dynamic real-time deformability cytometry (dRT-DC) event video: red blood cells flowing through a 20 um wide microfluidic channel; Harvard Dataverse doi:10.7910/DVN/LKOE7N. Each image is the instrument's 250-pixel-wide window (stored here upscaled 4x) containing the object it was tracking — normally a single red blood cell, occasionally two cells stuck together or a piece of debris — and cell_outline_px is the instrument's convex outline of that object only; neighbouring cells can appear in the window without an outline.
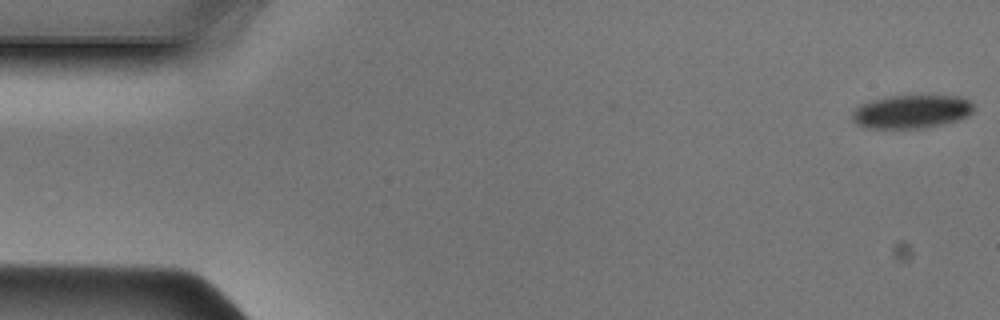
{"species": "Egyptian fruit bat (a non-hibernating species)", "species_latin": "Rousettus aegyptiacus", "temperature_condition": "cold", "stored_images_in_passage": 48, "camera_frame_rate_fps": 3000, "um_per_image_px": 0.085, "animal": {"sex": "male"}, "frame": {"image": 1, "passage_image": 1, "time_ms": 0.0, "image_size_px": [1000, 320], "cell_outline_px": [[976, 108], [968, 116], [960, 120], [944, 124], [924, 128], [868, 128], [856, 124], [852, 120], [852, 112], [860, 104], [872, 100], [892, 96], [960, 96], [968, 100]], "centroid_in_image_um": [77.5, 9.5], "position_along_channel_um": 7.5, "area_um2": 23.76}}
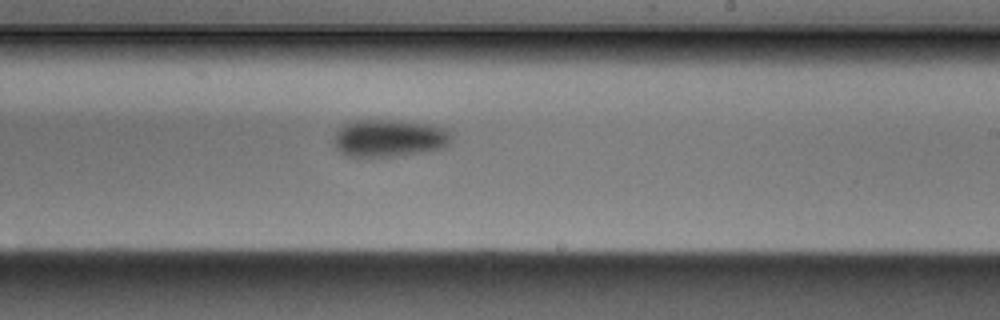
{"frame": {"image": 2, "passage_image": 28, "time_ms": 9.0, "image_size_px": [1000, 320], "cell_outline_px": [[452, 140], [444, 148], [424, 152], [392, 156], [348, 156], [340, 152], [336, 148], [332, 140], [332, 136], [344, 124], [356, 120], [396, 120], [432, 124], [448, 128], [452, 136]], "centroid_in_image_um": [33.11, 11.73], "position_along_channel_um": 255.9, "area_um2": 25.95}}
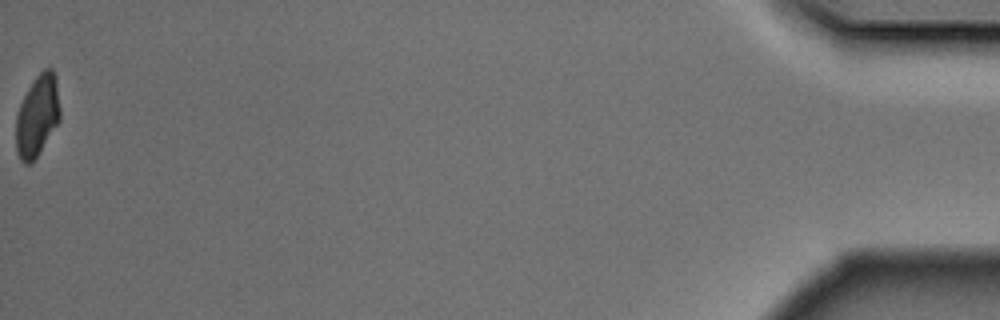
{"frame": {"image": 3, "passage_image": 48, "time_ms": 15.667, "image_size_px": [1000, 320], "cell_outline_px": [[60, 120], [32, 164], [24, 164], [20, 160], [16, 152], [16, 116], [20, 104], [28, 88], [36, 76], [44, 68], [52, 68], [56, 76], [60, 108]], "centroid_in_image_um": [3.17, 9.85], "position_along_channel_um": 432.0, "area_um2": 21.1}}